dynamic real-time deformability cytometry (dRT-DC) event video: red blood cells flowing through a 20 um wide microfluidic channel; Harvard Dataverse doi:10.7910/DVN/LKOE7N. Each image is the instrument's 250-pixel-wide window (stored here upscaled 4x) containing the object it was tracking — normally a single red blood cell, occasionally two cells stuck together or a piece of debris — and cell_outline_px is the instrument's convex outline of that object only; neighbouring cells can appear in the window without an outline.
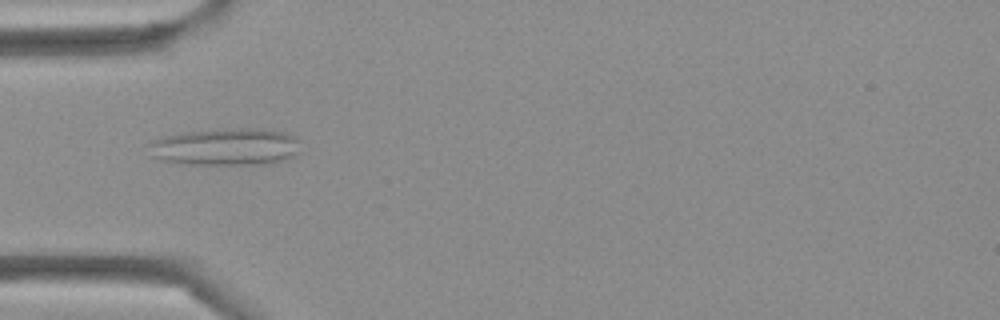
{"species": "Egyptian fruit bat (a non-hibernating species)", "species_latin": "Rousettus aegyptiacus", "temperature_condition": "cold", "stored_images_in_passage": 37, "camera_frame_rate_fps": 3000, "um_per_image_px": 0.085, "frame": {"image": 1, "passage_image": 6, "time_ms": 1.667, "image_size_px": [1000, 320], "cell_outline_px": [[300, 140], [296, 152], [292, 156], [284, 160], [272, 164], [188, 164], [164, 160], [152, 156], [148, 144], [148, 140], [180, 132], [240, 128], [260, 128], [284, 132], [296, 136]], "centroid_in_image_um": [19.18, 12.47], "position_along_channel_um": 65.8, "area_um2": 33.06}}
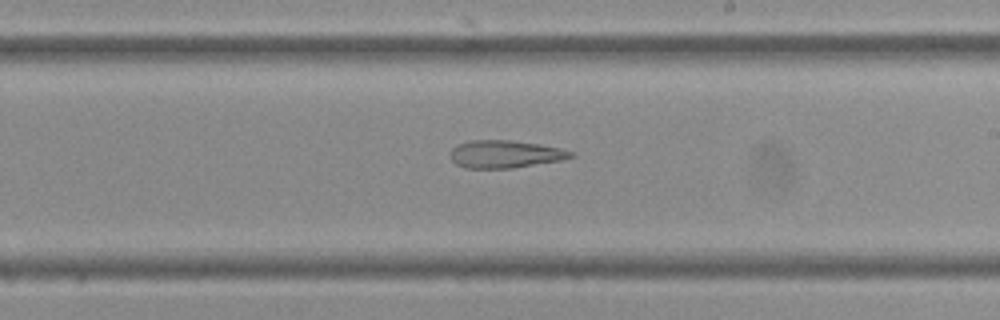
{"frame": {"image": 2, "passage_image": 18, "time_ms": 5.667, "image_size_px": [1000, 320], "cell_outline_px": [[576, 156], [560, 160], [512, 168], [464, 168], [456, 164], [448, 156], [452, 148], [456, 144], [472, 140], [508, 140], [540, 144], [560, 148], [576, 152]], "centroid_in_image_um": [42.91, 13.1], "position_along_channel_um": 246.1, "area_um2": 19.54}}
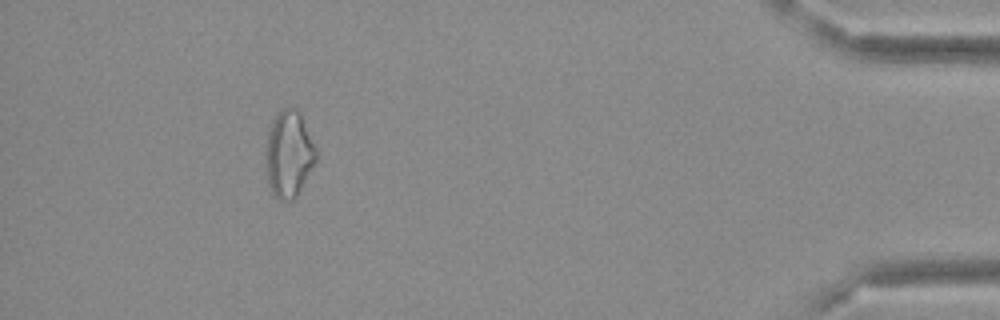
{"frame": {"image": 3, "passage_image": 33, "time_ms": 10.667, "image_size_px": [1000, 320], "cell_outline_px": [[320, 156], [316, 164], [296, 196], [292, 200], [280, 200], [272, 192], [268, 184], [264, 164], [264, 152], [268, 132], [272, 120], [284, 108], [296, 108], [300, 112], [320, 152]], "centroid_in_image_um": [24.58, 13.09], "position_along_channel_um": 410.6, "area_um2": 26.24}}